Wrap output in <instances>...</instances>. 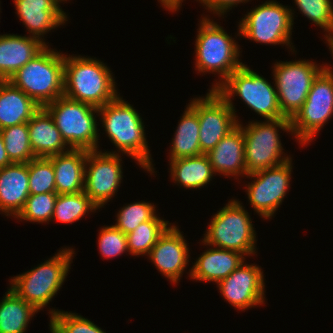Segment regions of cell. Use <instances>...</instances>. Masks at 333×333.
Instances as JSON below:
<instances>
[{
  "instance_id": "cell-15",
  "label": "cell",
  "mask_w": 333,
  "mask_h": 333,
  "mask_svg": "<svg viewBox=\"0 0 333 333\" xmlns=\"http://www.w3.org/2000/svg\"><path fill=\"white\" fill-rule=\"evenodd\" d=\"M123 154L87 151L85 162L84 192L100 209L117 194L123 179Z\"/></svg>"
},
{
  "instance_id": "cell-29",
  "label": "cell",
  "mask_w": 333,
  "mask_h": 333,
  "mask_svg": "<svg viewBox=\"0 0 333 333\" xmlns=\"http://www.w3.org/2000/svg\"><path fill=\"white\" fill-rule=\"evenodd\" d=\"M171 224L156 214L151 220L138 225L134 231L126 235L129 255L147 256L159 237Z\"/></svg>"
},
{
  "instance_id": "cell-38",
  "label": "cell",
  "mask_w": 333,
  "mask_h": 333,
  "mask_svg": "<svg viewBox=\"0 0 333 333\" xmlns=\"http://www.w3.org/2000/svg\"><path fill=\"white\" fill-rule=\"evenodd\" d=\"M207 12L211 14H216L215 16L224 18L232 8L237 7L241 3H248L251 0H196Z\"/></svg>"
},
{
  "instance_id": "cell-32",
  "label": "cell",
  "mask_w": 333,
  "mask_h": 333,
  "mask_svg": "<svg viewBox=\"0 0 333 333\" xmlns=\"http://www.w3.org/2000/svg\"><path fill=\"white\" fill-rule=\"evenodd\" d=\"M56 192L30 194L23 209L15 217L20 221L33 223H49L53 216Z\"/></svg>"
},
{
  "instance_id": "cell-41",
  "label": "cell",
  "mask_w": 333,
  "mask_h": 333,
  "mask_svg": "<svg viewBox=\"0 0 333 333\" xmlns=\"http://www.w3.org/2000/svg\"><path fill=\"white\" fill-rule=\"evenodd\" d=\"M325 42L327 44V46L329 47V51L331 52V56L333 58V36H329L325 38Z\"/></svg>"
},
{
  "instance_id": "cell-14",
  "label": "cell",
  "mask_w": 333,
  "mask_h": 333,
  "mask_svg": "<svg viewBox=\"0 0 333 333\" xmlns=\"http://www.w3.org/2000/svg\"><path fill=\"white\" fill-rule=\"evenodd\" d=\"M198 114L199 144L207 154L217 143L238 126V120L227 101L215 90L194 97L188 103Z\"/></svg>"
},
{
  "instance_id": "cell-5",
  "label": "cell",
  "mask_w": 333,
  "mask_h": 333,
  "mask_svg": "<svg viewBox=\"0 0 333 333\" xmlns=\"http://www.w3.org/2000/svg\"><path fill=\"white\" fill-rule=\"evenodd\" d=\"M64 57L47 45L8 81L44 107L64 95Z\"/></svg>"
},
{
  "instance_id": "cell-10",
  "label": "cell",
  "mask_w": 333,
  "mask_h": 333,
  "mask_svg": "<svg viewBox=\"0 0 333 333\" xmlns=\"http://www.w3.org/2000/svg\"><path fill=\"white\" fill-rule=\"evenodd\" d=\"M44 108L70 149L99 150L98 107L63 95Z\"/></svg>"
},
{
  "instance_id": "cell-18",
  "label": "cell",
  "mask_w": 333,
  "mask_h": 333,
  "mask_svg": "<svg viewBox=\"0 0 333 333\" xmlns=\"http://www.w3.org/2000/svg\"><path fill=\"white\" fill-rule=\"evenodd\" d=\"M14 6L29 36L40 39L46 45L44 35L68 21V14L56 0H14Z\"/></svg>"
},
{
  "instance_id": "cell-25",
  "label": "cell",
  "mask_w": 333,
  "mask_h": 333,
  "mask_svg": "<svg viewBox=\"0 0 333 333\" xmlns=\"http://www.w3.org/2000/svg\"><path fill=\"white\" fill-rule=\"evenodd\" d=\"M40 106L9 81H0V130L28 122Z\"/></svg>"
},
{
  "instance_id": "cell-37",
  "label": "cell",
  "mask_w": 333,
  "mask_h": 333,
  "mask_svg": "<svg viewBox=\"0 0 333 333\" xmlns=\"http://www.w3.org/2000/svg\"><path fill=\"white\" fill-rule=\"evenodd\" d=\"M98 250L102 258L112 259L123 253L129 254L127 236L113 225L100 227Z\"/></svg>"
},
{
  "instance_id": "cell-35",
  "label": "cell",
  "mask_w": 333,
  "mask_h": 333,
  "mask_svg": "<svg viewBox=\"0 0 333 333\" xmlns=\"http://www.w3.org/2000/svg\"><path fill=\"white\" fill-rule=\"evenodd\" d=\"M296 9L324 32L333 36V0H294Z\"/></svg>"
},
{
  "instance_id": "cell-7",
  "label": "cell",
  "mask_w": 333,
  "mask_h": 333,
  "mask_svg": "<svg viewBox=\"0 0 333 333\" xmlns=\"http://www.w3.org/2000/svg\"><path fill=\"white\" fill-rule=\"evenodd\" d=\"M215 91L230 105L238 122L240 118L236 115L237 111L232 102L234 96H238L248 108L264 120L286 118L279 108L275 82L271 85L268 79L266 80L263 75H259L245 63Z\"/></svg>"
},
{
  "instance_id": "cell-24",
  "label": "cell",
  "mask_w": 333,
  "mask_h": 333,
  "mask_svg": "<svg viewBox=\"0 0 333 333\" xmlns=\"http://www.w3.org/2000/svg\"><path fill=\"white\" fill-rule=\"evenodd\" d=\"M87 150L70 149L48 157L54 168L57 194L79 193L84 190Z\"/></svg>"
},
{
  "instance_id": "cell-21",
  "label": "cell",
  "mask_w": 333,
  "mask_h": 333,
  "mask_svg": "<svg viewBox=\"0 0 333 333\" xmlns=\"http://www.w3.org/2000/svg\"><path fill=\"white\" fill-rule=\"evenodd\" d=\"M46 46L40 39L29 35H0V81H8Z\"/></svg>"
},
{
  "instance_id": "cell-33",
  "label": "cell",
  "mask_w": 333,
  "mask_h": 333,
  "mask_svg": "<svg viewBox=\"0 0 333 333\" xmlns=\"http://www.w3.org/2000/svg\"><path fill=\"white\" fill-rule=\"evenodd\" d=\"M156 207L154 203L143 200L123 205L115 215L116 223L113 226L127 235L141 223L151 220L157 213Z\"/></svg>"
},
{
  "instance_id": "cell-8",
  "label": "cell",
  "mask_w": 333,
  "mask_h": 333,
  "mask_svg": "<svg viewBox=\"0 0 333 333\" xmlns=\"http://www.w3.org/2000/svg\"><path fill=\"white\" fill-rule=\"evenodd\" d=\"M295 9L276 0H267L250 9L238 24L237 37L248 38L257 44L286 46L296 54L292 43Z\"/></svg>"
},
{
  "instance_id": "cell-28",
  "label": "cell",
  "mask_w": 333,
  "mask_h": 333,
  "mask_svg": "<svg viewBox=\"0 0 333 333\" xmlns=\"http://www.w3.org/2000/svg\"><path fill=\"white\" fill-rule=\"evenodd\" d=\"M38 312L8 287L0 301V333H25Z\"/></svg>"
},
{
  "instance_id": "cell-31",
  "label": "cell",
  "mask_w": 333,
  "mask_h": 333,
  "mask_svg": "<svg viewBox=\"0 0 333 333\" xmlns=\"http://www.w3.org/2000/svg\"><path fill=\"white\" fill-rule=\"evenodd\" d=\"M1 133L8 158L12 163H28L36 158L30 147L27 122L6 127Z\"/></svg>"
},
{
  "instance_id": "cell-9",
  "label": "cell",
  "mask_w": 333,
  "mask_h": 333,
  "mask_svg": "<svg viewBox=\"0 0 333 333\" xmlns=\"http://www.w3.org/2000/svg\"><path fill=\"white\" fill-rule=\"evenodd\" d=\"M238 125L244 134L246 176L281 165L292 158L284 153L279 133L282 129L293 136L289 118L252 120L246 126L239 121Z\"/></svg>"
},
{
  "instance_id": "cell-12",
  "label": "cell",
  "mask_w": 333,
  "mask_h": 333,
  "mask_svg": "<svg viewBox=\"0 0 333 333\" xmlns=\"http://www.w3.org/2000/svg\"><path fill=\"white\" fill-rule=\"evenodd\" d=\"M279 108L282 114L291 119L302 107L312 87L313 81L325 68L313 60L277 61L273 64Z\"/></svg>"
},
{
  "instance_id": "cell-36",
  "label": "cell",
  "mask_w": 333,
  "mask_h": 333,
  "mask_svg": "<svg viewBox=\"0 0 333 333\" xmlns=\"http://www.w3.org/2000/svg\"><path fill=\"white\" fill-rule=\"evenodd\" d=\"M28 173L30 194L56 192L54 168L49 158L36 157L30 160Z\"/></svg>"
},
{
  "instance_id": "cell-3",
  "label": "cell",
  "mask_w": 333,
  "mask_h": 333,
  "mask_svg": "<svg viewBox=\"0 0 333 333\" xmlns=\"http://www.w3.org/2000/svg\"><path fill=\"white\" fill-rule=\"evenodd\" d=\"M116 84L110 67L96 57L65 55L64 96L99 108L120 94Z\"/></svg>"
},
{
  "instance_id": "cell-27",
  "label": "cell",
  "mask_w": 333,
  "mask_h": 333,
  "mask_svg": "<svg viewBox=\"0 0 333 333\" xmlns=\"http://www.w3.org/2000/svg\"><path fill=\"white\" fill-rule=\"evenodd\" d=\"M176 128L169 147L168 161L202 155L199 144L198 114L189 104L180 116Z\"/></svg>"
},
{
  "instance_id": "cell-2",
  "label": "cell",
  "mask_w": 333,
  "mask_h": 333,
  "mask_svg": "<svg viewBox=\"0 0 333 333\" xmlns=\"http://www.w3.org/2000/svg\"><path fill=\"white\" fill-rule=\"evenodd\" d=\"M203 16V17H202ZM208 16V17H207ZM201 15L195 39V70L205 75H218L211 89L216 90L234 71L244 63L240 45L224 27L213 21L209 15ZM241 55V56H240ZM218 80V81H217Z\"/></svg>"
},
{
  "instance_id": "cell-1",
  "label": "cell",
  "mask_w": 333,
  "mask_h": 333,
  "mask_svg": "<svg viewBox=\"0 0 333 333\" xmlns=\"http://www.w3.org/2000/svg\"><path fill=\"white\" fill-rule=\"evenodd\" d=\"M100 122L106 136L114 144L116 151L106 153L124 154L144 171L156 173L152 155L146 138L144 121L133 105L125 101L120 94L111 102L98 108ZM118 151V152H117Z\"/></svg>"
},
{
  "instance_id": "cell-16",
  "label": "cell",
  "mask_w": 333,
  "mask_h": 333,
  "mask_svg": "<svg viewBox=\"0 0 333 333\" xmlns=\"http://www.w3.org/2000/svg\"><path fill=\"white\" fill-rule=\"evenodd\" d=\"M261 266L243 262L217 288L221 296L237 311L262 306L266 302L265 280Z\"/></svg>"
},
{
  "instance_id": "cell-11",
  "label": "cell",
  "mask_w": 333,
  "mask_h": 333,
  "mask_svg": "<svg viewBox=\"0 0 333 333\" xmlns=\"http://www.w3.org/2000/svg\"><path fill=\"white\" fill-rule=\"evenodd\" d=\"M333 116V67L325 68L313 81L302 107L290 119L292 134L303 148L313 141Z\"/></svg>"
},
{
  "instance_id": "cell-6",
  "label": "cell",
  "mask_w": 333,
  "mask_h": 333,
  "mask_svg": "<svg viewBox=\"0 0 333 333\" xmlns=\"http://www.w3.org/2000/svg\"><path fill=\"white\" fill-rule=\"evenodd\" d=\"M242 204L239 199H230L212 216L203 234L202 245L239 252L246 257L257 255V233Z\"/></svg>"
},
{
  "instance_id": "cell-19",
  "label": "cell",
  "mask_w": 333,
  "mask_h": 333,
  "mask_svg": "<svg viewBox=\"0 0 333 333\" xmlns=\"http://www.w3.org/2000/svg\"><path fill=\"white\" fill-rule=\"evenodd\" d=\"M245 257L239 252L209 246L207 250L200 253L194 263L192 262L193 265L187 272L188 277L196 282H215L218 284L242 265L246 261Z\"/></svg>"
},
{
  "instance_id": "cell-30",
  "label": "cell",
  "mask_w": 333,
  "mask_h": 333,
  "mask_svg": "<svg viewBox=\"0 0 333 333\" xmlns=\"http://www.w3.org/2000/svg\"><path fill=\"white\" fill-rule=\"evenodd\" d=\"M98 209L84 191L58 194L51 222L55 220L60 223L72 224L83 218L84 215H88L89 212L94 213Z\"/></svg>"
},
{
  "instance_id": "cell-40",
  "label": "cell",
  "mask_w": 333,
  "mask_h": 333,
  "mask_svg": "<svg viewBox=\"0 0 333 333\" xmlns=\"http://www.w3.org/2000/svg\"><path fill=\"white\" fill-rule=\"evenodd\" d=\"M11 164H12V162L8 158L6 148L4 145L3 136H2V133L0 130V168H3L5 166L11 165Z\"/></svg>"
},
{
  "instance_id": "cell-20",
  "label": "cell",
  "mask_w": 333,
  "mask_h": 333,
  "mask_svg": "<svg viewBox=\"0 0 333 333\" xmlns=\"http://www.w3.org/2000/svg\"><path fill=\"white\" fill-rule=\"evenodd\" d=\"M244 134L238 125L228 135L223 137L217 145L206 155L212 165L215 174L225 177L246 176V164L244 155Z\"/></svg>"
},
{
  "instance_id": "cell-13",
  "label": "cell",
  "mask_w": 333,
  "mask_h": 333,
  "mask_svg": "<svg viewBox=\"0 0 333 333\" xmlns=\"http://www.w3.org/2000/svg\"><path fill=\"white\" fill-rule=\"evenodd\" d=\"M292 158L281 165L266 168L245 176L250 180L245 185L249 204L264 220L274 217L289 188H291V174L293 172Z\"/></svg>"
},
{
  "instance_id": "cell-23",
  "label": "cell",
  "mask_w": 333,
  "mask_h": 333,
  "mask_svg": "<svg viewBox=\"0 0 333 333\" xmlns=\"http://www.w3.org/2000/svg\"><path fill=\"white\" fill-rule=\"evenodd\" d=\"M27 124L30 147L35 157L48 158L70 150L50 113L44 107H40Z\"/></svg>"
},
{
  "instance_id": "cell-34",
  "label": "cell",
  "mask_w": 333,
  "mask_h": 333,
  "mask_svg": "<svg viewBox=\"0 0 333 333\" xmlns=\"http://www.w3.org/2000/svg\"><path fill=\"white\" fill-rule=\"evenodd\" d=\"M49 324L58 333H106L101 327L97 326L94 321L68 311L50 308L48 310Z\"/></svg>"
},
{
  "instance_id": "cell-43",
  "label": "cell",
  "mask_w": 333,
  "mask_h": 333,
  "mask_svg": "<svg viewBox=\"0 0 333 333\" xmlns=\"http://www.w3.org/2000/svg\"><path fill=\"white\" fill-rule=\"evenodd\" d=\"M58 3H66L67 1H69V0H56Z\"/></svg>"
},
{
  "instance_id": "cell-42",
  "label": "cell",
  "mask_w": 333,
  "mask_h": 333,
  "mask_svg": "<svg viewBox=\"0 0 333 333\" xmlns=\"http://www.w3.org/2000/svg\"><path fill=\"white\" fill-rule=\"evenodd\" d=\"M49 328H50V333H58L50 324Z\"/></svg>"
},
{
  "instance_id": "cell-17",
  "label": "cell",
  "mask_w": 333,
  "mask_h": 333,
  "mask_svg": "<svg viewBox=\"0 0 333 333\" xmlns=\"http://www.w3.org/2000/svg\"><path fill=\"white\" fill-rule=\"evenodd\" d=\"M178 227L171 224L147 255L160 274L173 285H178L191 260L189 245Z\"/></svg>"
},
{
  "instance_id": "cell-22",
  "label": "cell",
  "mask_w": 333,
  "mask_h": 333,
  "mask_svg": "<svg viewBox=\"0 0 333 333\" xmlns=\"http://www.w3.org/2000/svg\"><path fill=\"white\" fill-rule=\"evenodd\" d=\"M28 180V163L0 168V214L15 219L30 195Z\"/></svg>"
},
{
  "instance_id": "cell-39",
  "label": "cell",
  "mask_w": 333,
  "mask_h": 333,
  "mask_svg": "<svg viewBox=\"0 0 333 333\" xmlns=\"http://www.w3.org/2000/svg\"><path fill=\"white\" fill-rule=\"evenodd\" d=\"M160 2L162 8L165 10L175 13L176 11L178 12L180 10V7H182V3L184 0H157Z\"/></svg>"
},
{
  "instance_id": "cell-4",
  "label": "cell",
  "mask_w": 333,
  "mask_h": 333,
  "mask_svg": "<svg viewBox=\"0 0 333 333\" xmlns=\"http://www.w3.org/2000/svg\"><path fill=\"white\" fill-rule=\"evenodd\" d=\"M74 250L72 247L60 248L50 259L11 277L9 288L40 312L48 307L66 281L76 254Z\"/></svg>"
},
{
  "instance_id": "cell-26",
  "label": "cell",
  "mask_w": 333,
  "mask_h": 333,
  "mask_svg": "<svg viewBox=\"0 0 333 333\" xmlns=\"http://www.w3.org/2000/svg\"><path fill=\"white\" fill-rule=\"evenodd\" d=\"M168 165L172 182L186 190L204 188L216 176L206 154L173 159Z\"/></svg>"
}]
</instances>
